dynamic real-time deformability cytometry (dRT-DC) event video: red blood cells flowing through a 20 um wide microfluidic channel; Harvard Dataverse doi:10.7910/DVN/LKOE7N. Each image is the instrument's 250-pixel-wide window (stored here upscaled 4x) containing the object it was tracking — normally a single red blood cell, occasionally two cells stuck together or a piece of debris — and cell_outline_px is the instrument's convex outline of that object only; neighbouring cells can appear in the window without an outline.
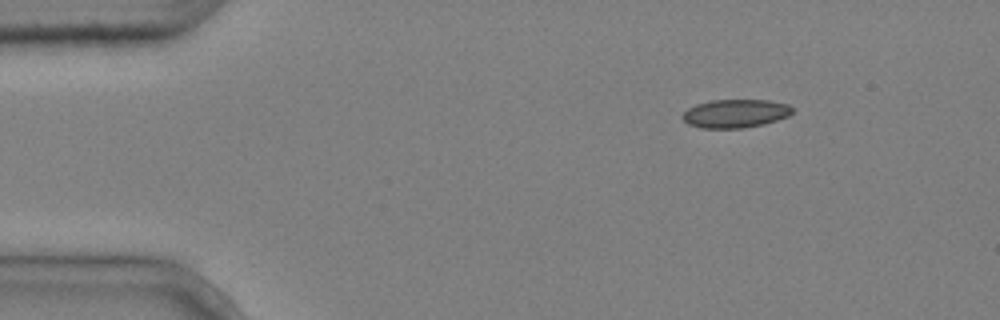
{"species": "common noctule bat (a hibernating species)", "species_latin": "Nyctalus noctula", "temperature_condition": "cold", "stored_images_in_passage": 3, "camera_frame_rate_fps": 3000, "um_per_image_px": 0.085, "animal": {"sex": "male", "body_mass_g": 20.4}, "frame": {"image": 1, "passage_image": 1, "time_ms": 0.0, "image_size_px": [1000, 320], "cell_outline_px": [[792, 112], [788, 116], [764, 124], [744, 128], [700, 128], [688, 124], [680, 116], [688, 108], [696, 104], [712, 100], [768, 100], [788, 104], [792, 108]], "centroid_in_image_um": [62.48, 9.65], "position_along_channel_um": 22.5, "area_um2": 18.21}}